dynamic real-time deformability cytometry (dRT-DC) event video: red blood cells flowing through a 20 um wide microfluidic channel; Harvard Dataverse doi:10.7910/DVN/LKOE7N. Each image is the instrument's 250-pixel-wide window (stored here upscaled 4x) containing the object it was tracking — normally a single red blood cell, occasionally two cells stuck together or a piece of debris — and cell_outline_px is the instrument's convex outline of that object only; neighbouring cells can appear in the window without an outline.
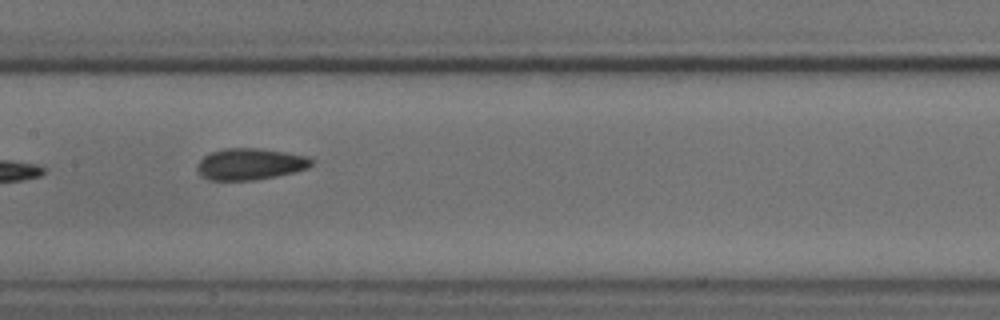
{"species": "common noctule bat (a hibernating species)", "species_latin": "Nyctalus noctula", "temperature_condition": "cold", "stored_images_in_passage": 9, "camera_frame_rate_fps": 3000, "um_per_image_px": 0.085, "animal": {"sex": "male", "body_mass_g": 18.8}, "frame": {"image": 1, "passage_image": 8, "time_ms": 8.333, "image_size_px": [1000, 320], "cell_outline_px": [[312, 164], [308, 168], [276, 176], [252, 180], [208, 180], [200, 176], [196, 168], [200, 160], [204, 156], [212, 152], [224, 148], [260, 148], [288, 152], [308, 156], [312, 160]], "centroid_in_image_um": [21.25, 13.94], "position_along_channel_um": 186.2, "area_um2": 21.04}}